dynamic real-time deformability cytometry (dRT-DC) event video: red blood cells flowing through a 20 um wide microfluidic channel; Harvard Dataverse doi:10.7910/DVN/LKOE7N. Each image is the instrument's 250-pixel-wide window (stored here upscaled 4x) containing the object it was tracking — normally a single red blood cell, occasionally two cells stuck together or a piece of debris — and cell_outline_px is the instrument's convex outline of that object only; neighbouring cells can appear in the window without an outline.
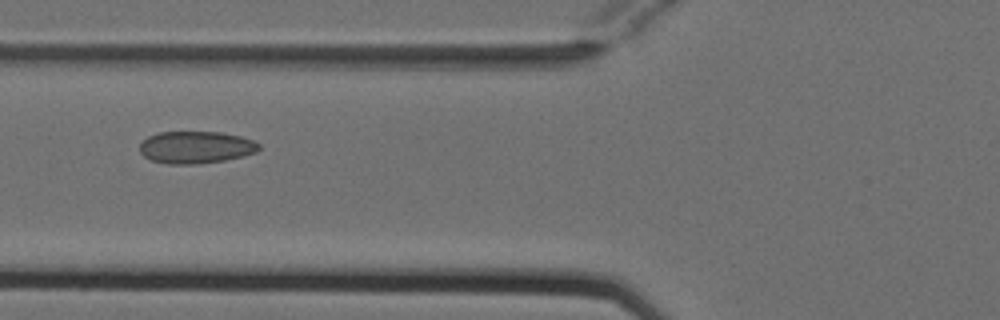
{"species": "Egyptian fruit bat (a non-hibernating species)", "species_latin": "Rousettus aegyptiacus", "temperature_condition": "cold", "stored_images_in_passage": 6, "camera_frame_rate_fps": 3000, "um_per_image_px": 0.085, "animal": {"sex": "female"}, "frame": {"image": 1, "passage_image": 6, "time_ms": 1.667, "image_size_px": [1000, 320], "cell_outline_px": [[260, 148], [256, 152], [244, 156], [224, 160], [196, 164], [168, 164], [152, 160], [144, 156], [140, 152], [140, 144], [148, 136], [160, 132], [220, 132], [240, 136], [256, 140], [260, 144]], "centroid_in_image_um": [16.68, 12.52], "position_along_channel_um": 109.1, "area_um2": 22.43}}